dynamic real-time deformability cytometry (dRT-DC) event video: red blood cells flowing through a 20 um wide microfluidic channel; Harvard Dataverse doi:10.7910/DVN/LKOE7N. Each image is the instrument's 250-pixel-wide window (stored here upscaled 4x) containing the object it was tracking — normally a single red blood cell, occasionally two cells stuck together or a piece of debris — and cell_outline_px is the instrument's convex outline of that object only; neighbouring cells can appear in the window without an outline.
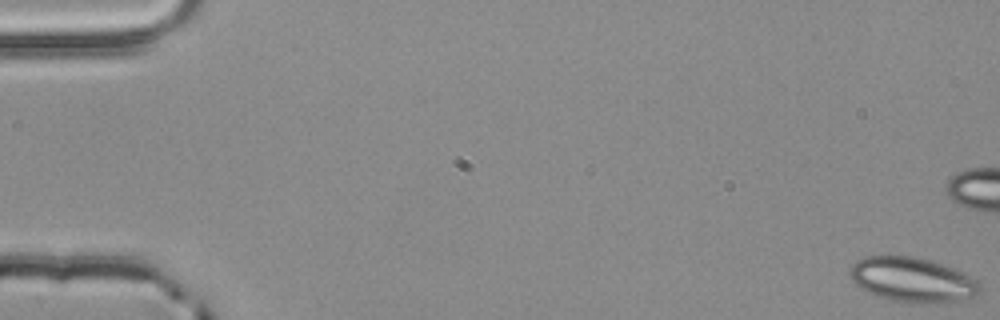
{"species": "common noctule bat (a hibernating species)", "species_latin": "Nyctalus noctula", "temperature_condition": "room temperature", "stored_images_in_passage": 4, "camera_frame_rate_fps": 3000, "um_per_image_px": 0.085, "animal": {"sex": "male", "body_mass_g": 20.4}, "frame": {"image": 1, "passage_image": 1, "time_ms": 0.0, "image_size_px": [1000, 320], "cell_outline_px": [[980, 292], [976, 296], [940, 304], [912, 304], [888, 300], [868, 292], [856, 284], [852, 280], [852, 264], [856, 260], [864, 256], [912, 256], [932, 260], [944, 264], [964, 272], [976, 280], [980, 284]], "centroid_in_image_um": [77.6, 23.8], "position_along_channel_um": 7.4, "area_um2": 34.22}}